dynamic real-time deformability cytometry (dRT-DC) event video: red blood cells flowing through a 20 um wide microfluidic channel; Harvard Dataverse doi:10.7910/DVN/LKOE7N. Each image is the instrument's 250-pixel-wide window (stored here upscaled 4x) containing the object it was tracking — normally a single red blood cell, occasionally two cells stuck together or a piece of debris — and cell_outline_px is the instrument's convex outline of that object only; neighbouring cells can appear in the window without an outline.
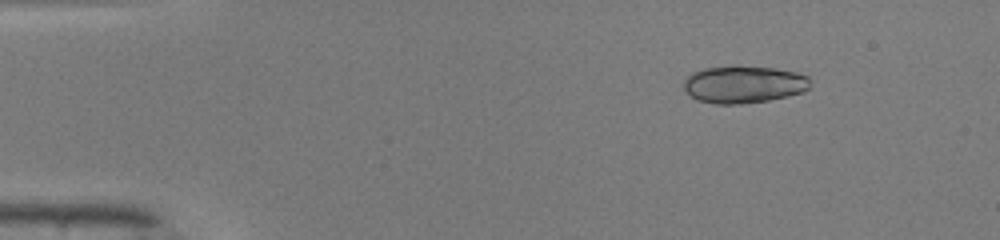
{"species": "common noctule bat (a hibernating species)", "species_latin": "Nyctalus noctula", "temperature_condition": "warm", "stored_images_in_passage": 43, "camera_frame_rate_fps": 3000, "um_per_image_px": 0.085, "animal": {"sex": "male", "body_mass_g": 19.0, "forearm_length_mm": 50.8}, "frame": {"image": 1, "passage_image": 1, "time_ms": 0.0, "image_size_px": [1000, 240], "cell_outline_px": [[808, 88], [800, 92], [788, 96], [768, 100], [740, 104], [716, 104], [696, 100], [684, 88], [684, 80], [692, 72], [704, 68], [732, 64], [736, 64], [772, 68], [796, 72], [808, 76]], "centroid_in_image_um": [63.17, 7.15], "position_along_channel_um": 21.8, "area_um2": 27.69}}
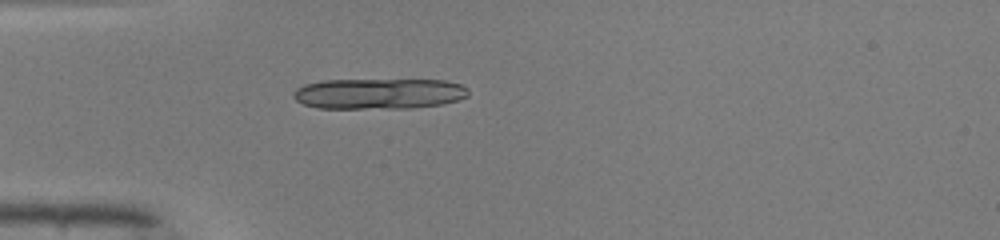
{"frame": {"image": 2, "passage_image": 9, "time_ms": 2.667, "image_size_px": [1000, 240], "cell_outline_px": [[468, 96], [444, 104], [412, 108], [316, 108], [304, 104], [296, 100], [292, 96], [292, 92], [296, 88], [304, 84], [324, 80], [444, 80], [460, 84], [468, 88]], "centroid_in_image_um": [32.19, 7.96], "position_along_channel_um": 52.8, "area_um2": 31.44}}